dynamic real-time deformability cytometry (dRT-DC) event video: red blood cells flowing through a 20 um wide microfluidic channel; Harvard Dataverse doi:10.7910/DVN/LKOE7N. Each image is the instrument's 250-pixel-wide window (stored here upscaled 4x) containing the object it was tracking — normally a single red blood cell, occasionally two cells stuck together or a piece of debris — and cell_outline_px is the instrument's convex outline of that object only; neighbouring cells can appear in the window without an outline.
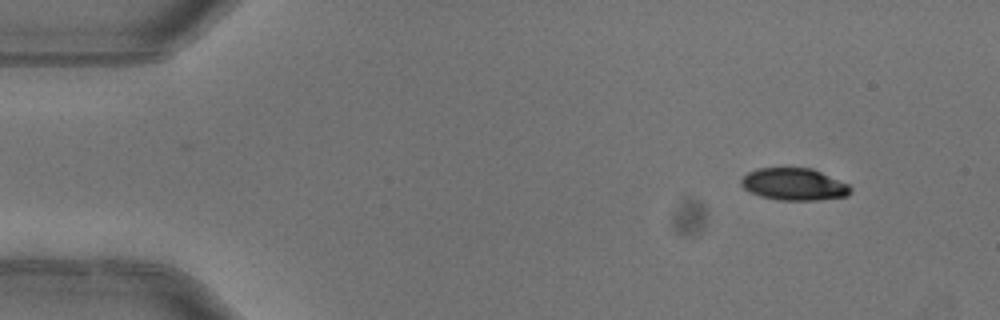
{"species": "common noctule bat (a hibernating species)", "species_latin": "Nyctalus noctula", "temperature_condition": "warm", "stored_images_in_passage": 6, "segment_of_instrument_passage": [2, 2], "camera_frame_rate_fps": 3000, "um_per_image_px": 0.085, "animal": {"sex": "female"}, "frame": {"image": 1, "passage_image": 6, "time_ms": 1.667, "image_size_px": [1000, 320], "cell_outline_px": [[852, 192], [848, 196], [816, 200], [780, 200], [760, 196], [744, 188], [740, 184], [740, 180], [748, 172], [756, 168], [812, 168], [848, 184], [852, 188]], "centroid_in_image_um": [67.5, 15.66], "position_along_channel_um": 17.5, "area_um2": 20.46}}